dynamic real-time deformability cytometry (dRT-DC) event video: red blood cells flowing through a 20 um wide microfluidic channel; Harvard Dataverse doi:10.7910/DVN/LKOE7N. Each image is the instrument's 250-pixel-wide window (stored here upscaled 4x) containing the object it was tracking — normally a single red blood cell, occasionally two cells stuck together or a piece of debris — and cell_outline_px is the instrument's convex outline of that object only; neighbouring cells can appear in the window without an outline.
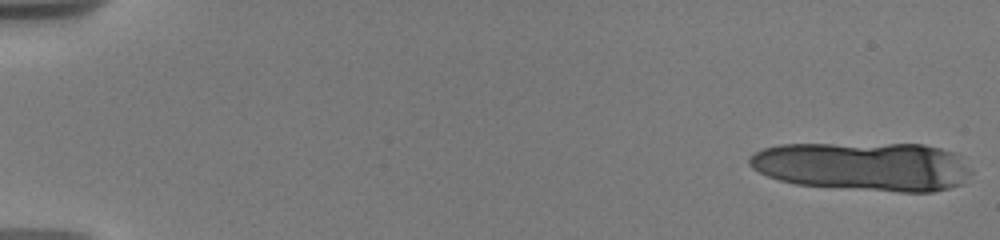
{"species": "human", "species_latin": "Homo sapiens", "temperature_condition": "warm", "stored_images_in_passage": 12, "segment_of_instrument_passage": [1, 2], "camera_frame_rate_fps": 3000, "um_per_image_px": 0.085, "donor": {"sex": "male"}, "frame": {"image": 1, "passage_image": 1, "time_ms": 0.0, "image_size_px": [1000, 240], "cell_outline_px": [[972, 172], [960, 184], [948, 188], [932, 192], [900, 192], [796, 184], [780, 180], [768, 176], [752, 168], [748, 164], [748, 160], [756, 152], [764, 148], [780, 144], [924, 144], [956, 152], [960, 156]], "centroid_in_image_um": [73.41, 14.13], "position_along_channel_um": 11.6, "area_um2": 63.06}}